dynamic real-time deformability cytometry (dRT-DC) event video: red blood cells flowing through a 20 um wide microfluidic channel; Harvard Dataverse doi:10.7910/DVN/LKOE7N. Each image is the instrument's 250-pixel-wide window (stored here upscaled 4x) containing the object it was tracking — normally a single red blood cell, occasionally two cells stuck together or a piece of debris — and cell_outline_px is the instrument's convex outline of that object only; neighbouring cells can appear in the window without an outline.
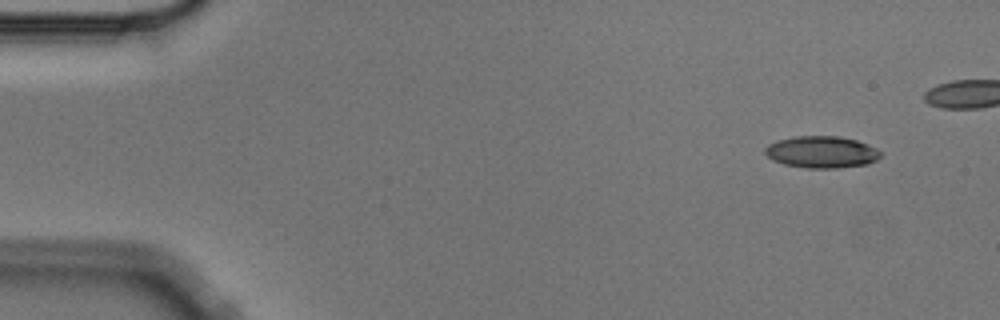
{"species": "Egyptian fruit bat (a non-hibernating species)", "species_latin": "Rousettus aegyptiacus", "temperature_condition": "cold", "stored_images_in_passage": 5, "camera_frame_rate_fps": 3000, "um_per_image_px": 0.085, "animal": {"sex": "male"}, "frame": {"image": 1, "passage_image": 1, "time_ms": 0.0, "image_size_px": [1000, 320], "cell_outline_px": [[884, 152], [876, 160], [868, 164], [836, 168], [808, 168], [784, 164], [772, 160], [764, 152], [764, 148], [768, 144], [776, 140], [796, 136], [840, 136], [856, 140], [868, 144]], "centroid_in_image_um": [69.85, 12.92], "position_along_channel_um": 15.2, "area_um2": 21.62}}
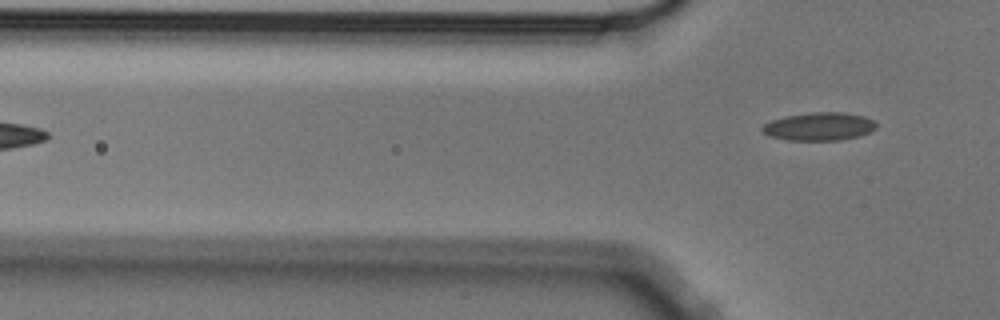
{"frame": {"image": 2, "passage_image": 5, "time_ms": 1.333, "image_size_px": [1000, 320], "cell_outline_px": [[876, 128], [860, 136], [840, 140], [788, 140], [768, 136], [760, 128], [764, 124], [772, 120], [784, 116], [812, 112], [844, 112], [864, 116], [872, 120], [876, 124]], "centroid_in_image_um": [69.61, 10.75], "position_along_channel_um": 56.2, "area_um2": 18.67}}